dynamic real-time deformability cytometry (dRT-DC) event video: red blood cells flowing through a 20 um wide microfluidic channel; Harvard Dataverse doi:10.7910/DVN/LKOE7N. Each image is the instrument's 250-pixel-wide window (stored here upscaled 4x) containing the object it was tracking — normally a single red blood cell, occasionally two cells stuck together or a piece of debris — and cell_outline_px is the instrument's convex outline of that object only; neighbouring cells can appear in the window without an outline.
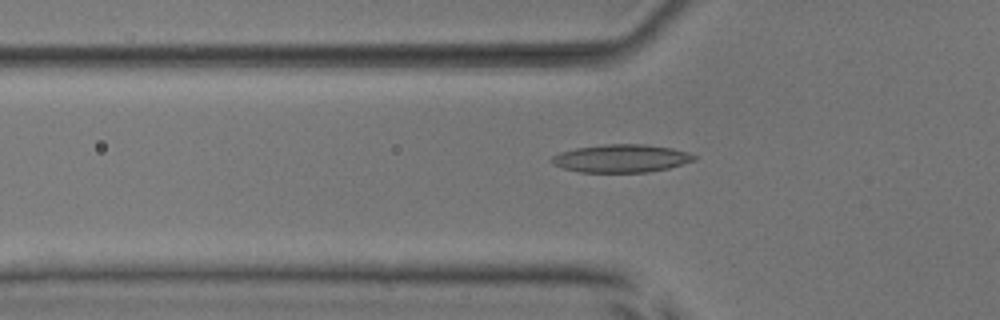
{"species": "common noctule bat (a hibernating species)", "species_latin": "Nyctalus noctula", "temperature_condition": "room temperature", "stored_images_in_passage": 36, "camera_frame_rate_fps": 3000, "um_per_image_px": 0.085, "animal": {"sex": "male", "body_mass_g": 17.9, "forearm_length_mm": 54.2}, "frame": {"image": 1, "passage_image": 7, "time_ms": 2.0, "image_size_px": [1000, 320], "cell_outline_px": [[696, 160], [668, 168], [648, 172], [580, 172], [564, 168], [552, 164], [548, 160], [552, 156], [560, 152], [576, 148], [604, 144], [644, 144], [672, 148], [696, 156]], "centroid_in_image_um": [52.76, 13.46], "position_along_channel_um": 73.0, "area_um2": 23.12}}
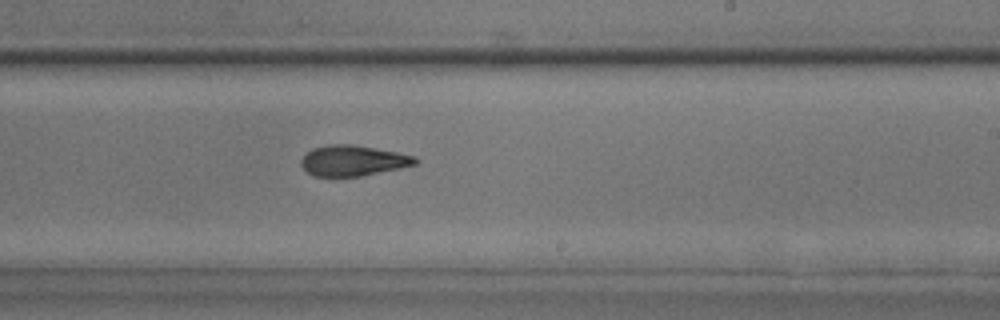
{"frame": {"image": 2, "passage_image": 21, "time_ms": 6.667, "image_size_px": [1000, 320], "cell_outline_px": [[420, 160], [416, 164], [400, 168], [364, 176], [312, 176], [300, 164], [300, 160], [304, 152], [312, 148], [328, 144], [352, 144], [396, 152], [416, 156]], "centroid_in_image_um": [29.98, 13.65], "position_along_channel_um": 259.0, "area_um2": 20.58}}
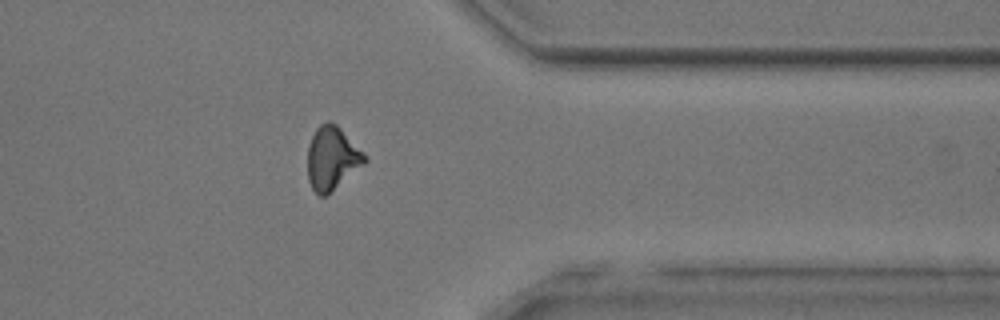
{"frame": {"image": 3, "passage_image": 31, "time_ms": 10.0, "image_size_px": [1000, 320], "cell_outline_px": [[368, 160], [364, 164], [324, 196], [320, 196], [312, 188], [308, 180], [308, 144], [316, 128], [320, 124], [328, 120], [336, 124], [368, 156]], "centroid_in_image_um": [28.22, 13.41], "position_along_channel_um": 383.2, "area_um2": 20.81}}